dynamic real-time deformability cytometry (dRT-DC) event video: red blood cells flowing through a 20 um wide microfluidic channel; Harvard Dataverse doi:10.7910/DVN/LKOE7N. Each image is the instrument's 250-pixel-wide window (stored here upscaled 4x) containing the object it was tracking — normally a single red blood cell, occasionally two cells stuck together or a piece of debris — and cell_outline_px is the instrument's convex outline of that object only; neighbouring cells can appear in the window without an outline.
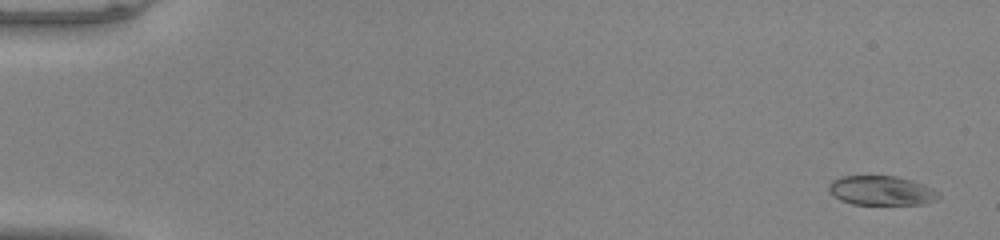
{"species": "common noctule bat (a hibernating species)", "species_latin": "Nyctalus noctula", "temperature_condition": "warm", "stored_images_in_passage": 51, "camera_frame_rate_fps": 3000, "um_per_image_px": 0.085, "animal": {"sex": "male", "body_mass_g": 20.0, "forearm_length_mm": 53.3}, "frame": {"image": 1, "passage_image": 2, "time_ms": 0.333, "image_size_px": [1000, 240], "cell_outline_px": [[940, 200], [924, 204], [852, 204], [840, 200], [828, 188], [828, 184], [832, 180], [840, 176], [896, 176], [912, 180], [924, 184], [940, 192]], "centroid_in_image_um": [74.98, 16.2], "position_along_channel_um": 10.0, "area_um2": 18.96}}
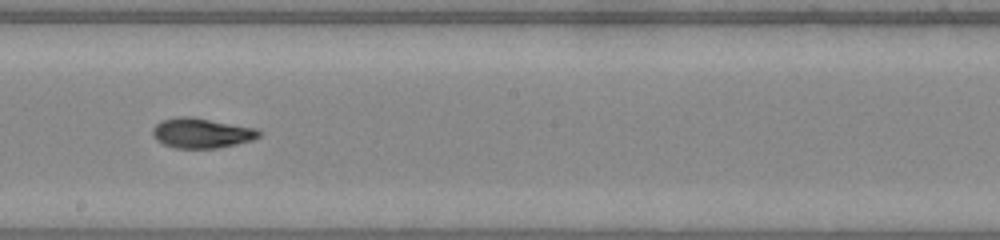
{"frame": {"image": 2, "passage_image": 30, "time_ms": 9.667, "image_size_px": [1000, 240], "cell_outline_px": [[260, 136], [252, 140], [236, 144], [216, 148], [176, 148], [164, 144], [156, 140], [152, 136], [152, 128], [160, 120], [176, 116], [192, 116], [256, 128], [260, 132]], "centroid_in_image_um": [17.09, 11.29], "position_along_channel_um": 231.1, "area_um2": 18.73}}
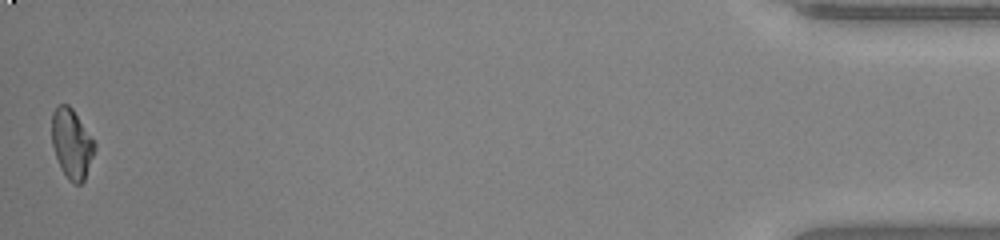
{"frame": {"image": 3, "passage_image": 51, "time_ms": 16.667, "image_size_px": [1000, 240], "cell_outline_px": [[96, 148], [84, 180], [80, 184], [72, 184], [68, 180], [60, 168], [52, 144], [52, 112], [60, 104], [68, 104], [72, 108], [96, 144]], "centroid_in_image_um": [6.09, 12.23], "position_along_channel_um": 429.1, "area_um2": 17.28}, "authors_computed_cell_mechanics": {"area_um2": 18.3226, "velocity_mm_per_s": 4.0861, "shape_relaxation_time_tau1_ms": 9.5811, "shape_relaxation_time_tau2_ms": 0.9426, "deformation_change_tau1": 0.3368, "deformation_change_tau2": 0.0556}}